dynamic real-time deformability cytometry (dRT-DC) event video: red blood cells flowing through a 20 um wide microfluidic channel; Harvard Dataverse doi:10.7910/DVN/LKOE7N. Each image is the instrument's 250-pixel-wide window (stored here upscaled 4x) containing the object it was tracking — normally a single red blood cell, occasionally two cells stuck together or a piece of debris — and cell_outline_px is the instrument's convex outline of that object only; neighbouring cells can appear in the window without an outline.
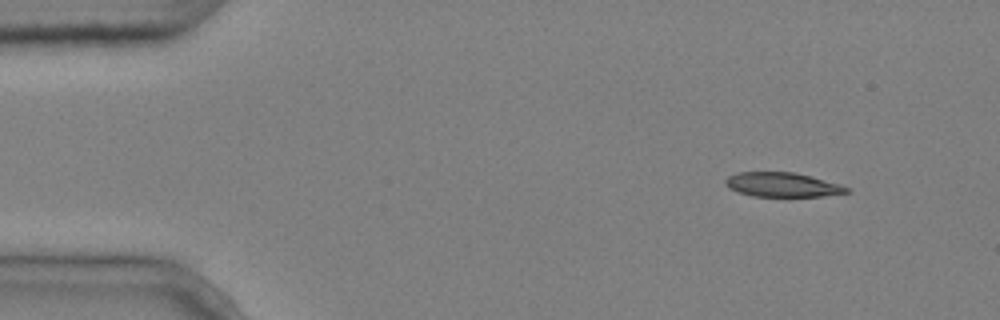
{"species": "common noctule bat (a hibernating species)", "species_latin": "Nyctalus noctula", "temperature_condition": "cold", "stored_images_in_passage": 10, "camera_frame_rate_fps": 3000, "um_per_image_px": 0.085, "animal": {"sex": "male", "body_mass_g": 20.4}, "frame": {"image": 1, "passage_image": 1, "time_ms": 0.0, "image_size_px": [1000, 320], "cell_outline_px": [[852, 192], [820, 196], [752, 196], [736, 192], [728, 188], [724, 184], [724, 180], [728, 176], [736, 172], [792, 172], [812, 176], [840, 184], [848, 188]], "centroid_in_image_um": [66.46, 15.7], "position_along_channel_um": 18.5, "area_um2": 17.34}}